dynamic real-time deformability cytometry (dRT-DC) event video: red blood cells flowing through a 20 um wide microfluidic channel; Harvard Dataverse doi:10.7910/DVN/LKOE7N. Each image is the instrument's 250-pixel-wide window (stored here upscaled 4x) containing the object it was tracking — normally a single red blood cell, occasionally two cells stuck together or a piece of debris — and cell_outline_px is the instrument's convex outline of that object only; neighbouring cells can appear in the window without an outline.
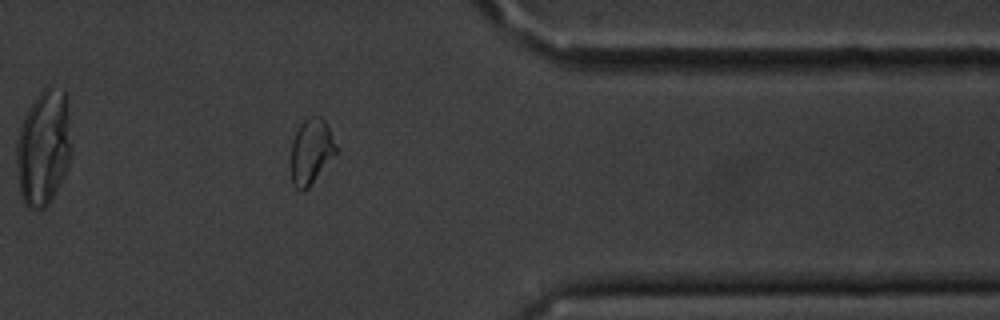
{"species": "common noctule bat (a hibernating species)", "species_latin": "Nyctalus noctula", "temperature_condition": "cold", "stored_images_in_passage": 13, "camera_frame_rate_fps": 3000, "um_per_image_px": 0.085, "animal": {"sex": "male", "body_mass_g": 20.1, "forearm_length_mm": 53.5}, "frame": {"image": 1, "passage_image": 10, "time_ms": 11.333, "image_size_px": [1000, 320], "cell_outline_px": [[340, 148], [308, 188], [296, 188], [292, 180], [288, 164], [292, 140], [300, 124], [304, 120], [312, 116], [320, 116], [328, 124]], "centroid_in_image_um": [26.44, 12.84], "position_along_channel_um": 385.0, "area_um2": 17.63}}